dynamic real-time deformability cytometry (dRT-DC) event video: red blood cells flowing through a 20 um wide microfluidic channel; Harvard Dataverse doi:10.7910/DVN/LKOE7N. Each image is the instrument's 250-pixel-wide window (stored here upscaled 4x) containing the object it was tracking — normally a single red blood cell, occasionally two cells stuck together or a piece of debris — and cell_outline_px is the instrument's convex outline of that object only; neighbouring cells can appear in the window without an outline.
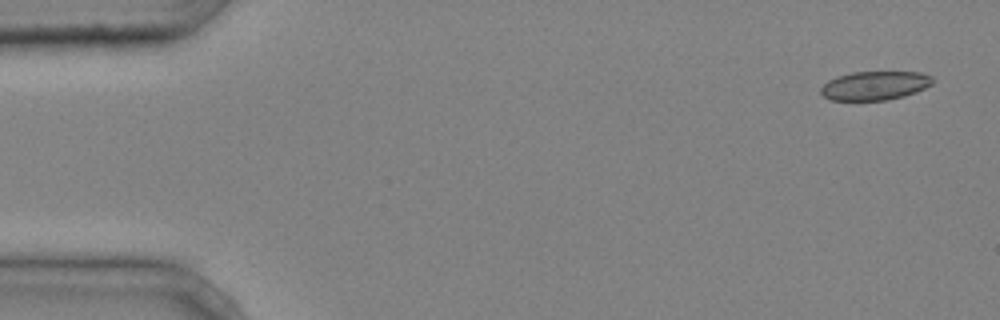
{"species": "common noctule bat (a hibernating species)", "species_latin": "Nyctalus noctula", "temperature_condition": "cold", "stored_images_in_passage": 4, "camera_frame_rate_fps": 3000, "um_per_image_px": 0.085, "animal": {"sex": "male", "body_mass_g": 20.4}, "frame": {"image": 1, "passage_image": 1, "time_ms": 0.0, "image_size_px": [1000, 320], "cell_outline_px": [[932, 84], [916, 92], [904, 96], [888, 100], [832, 100], [824, 96], [820, 92], [820, 88], [828, 80], [836, 76], [852, 72], [920, 72], [932, 76]], "centroid_in_image_um": [74.35, 7.27], "position_along_channel_um": 10.7, "area_um2": 18.79}}
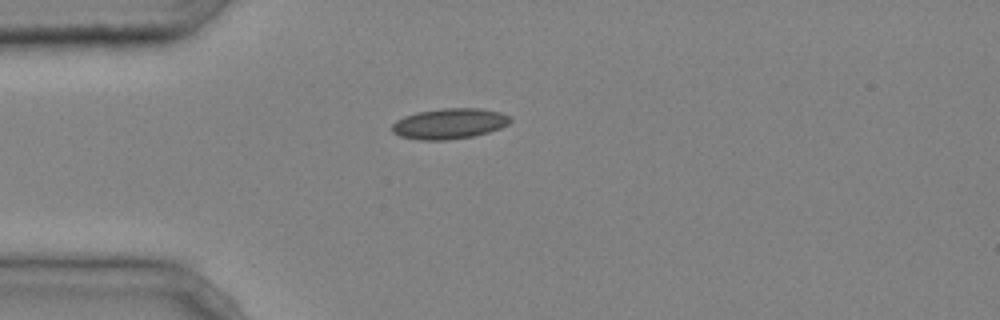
{"frame": {"image": 2, "passage_image": 4, "time_ms": 1.0, "image_size_px": [1000, 320], "cell_outline_px": [[512, 120], [508, 124], [500, 128], [488, 132], [472, 136], [448, 140], [420, 140], [400, 136], [392, 132], [392, 124], [396, 120], [404, 116], [416, 112], [440, 108], [480, 108], [500, 112], [512, 116]], "centroid_in_image_um": [38.2, 10.5], "position_along_channel_um": 46.8, "area_um2": 21.21}}